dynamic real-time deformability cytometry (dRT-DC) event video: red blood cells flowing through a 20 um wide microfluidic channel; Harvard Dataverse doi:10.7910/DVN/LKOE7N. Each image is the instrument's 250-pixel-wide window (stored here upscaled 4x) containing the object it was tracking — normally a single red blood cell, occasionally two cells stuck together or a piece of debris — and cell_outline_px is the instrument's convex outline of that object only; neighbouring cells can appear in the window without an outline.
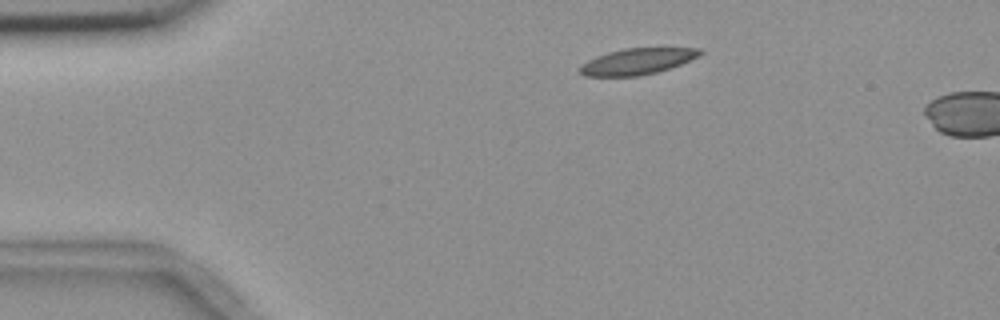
{"species": "common noctule bat (a hibernating species)", "species_latin": "Nyctalus noctula", "temperature_condition": "room temperature", "stored_images_in_passage": 4, "camera_frame_rate_fps": 3000, "um_per_image_px": 0.085, "animal": {"sex": "female", "body_mass_g": 18.4}, "frame": {"image": 1, "passage_image": 1, "time_ms": 0.0, "image_size_px": [1000, 320], "cell_outline_px": [[704, 52], [700, 56], [680, 64], [656, 72], [640, 76], [584, 76], [576, 68], [580, 64], [596, 56], [608, 52], [624, 48], [700, 48]], "centroid_in_image_um": [54.13, 5.22], "position_along_channel_um": 30.9, "area_um2": 18.38}}